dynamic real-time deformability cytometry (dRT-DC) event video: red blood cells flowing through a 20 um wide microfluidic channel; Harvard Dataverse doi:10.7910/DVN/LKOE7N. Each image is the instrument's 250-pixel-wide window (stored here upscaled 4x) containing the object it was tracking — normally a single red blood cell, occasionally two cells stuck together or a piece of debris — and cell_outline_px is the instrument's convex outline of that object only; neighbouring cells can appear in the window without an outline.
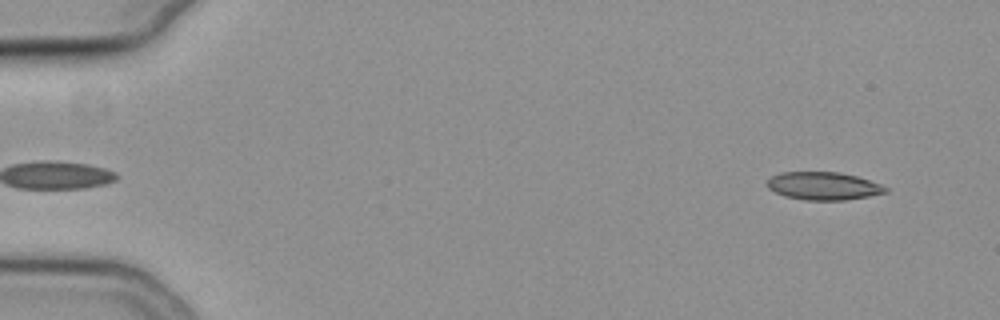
{"species": "common noctule bat (a hibernating species)", "species_latin": "Nyctalus noctula", "temperature_condition": "cold", "stored_images_in_passage": 53, "camera_frame_rate_fps": 3000, "um_per_image_px": 0.085, "animal": {"sex": "female", "body_mass_g": 19.3, "forearm_length_mm": 54.1}, "frame": {"image": 1, "passage_image": 2, "time_ms": 0.333, "image_size_px": [1000, 320], "cell_outline_px": [[888, 192], [868, 196], [844, 200], [804, 200], [784, 196], [768, 188], [768, 180], [772, 176], [780, 172], [840, 172], [856, 176], [880, 184], [888, 188]], "centroid_in_image_um": [69.99, 15.81], "position_along_channel_um": 15.0, "area_um2": 19.13}}
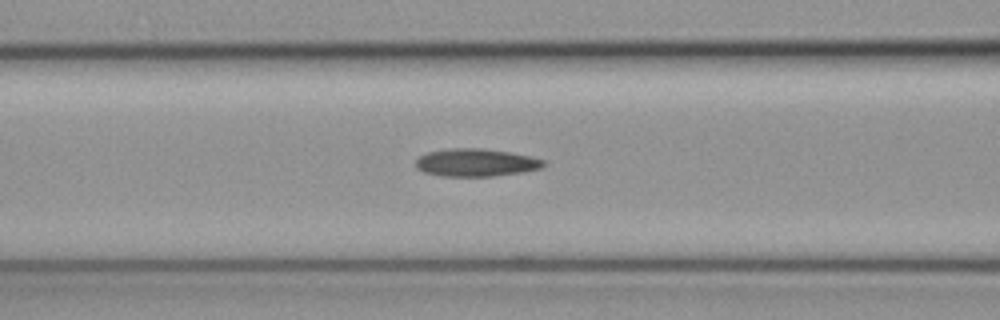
{"frame": {"image": 2, "passage_image": 21, "time_ms": 6.667, "image_size_px": [1000, 320], "cell_outline_px": [[548, 164], [544, 168], [524, 172], [492, 176], [440, 176], [424, 172], [416, 168], [416, 160], [420, 156], [428, 152], [448, 148], [480, 148], [508, 152], [528, 156], [544, 160]], "centroid_in_image_um": [40.48, 13.82], "position_along_channel_um": 126.1, "area_um2": 20.75}}
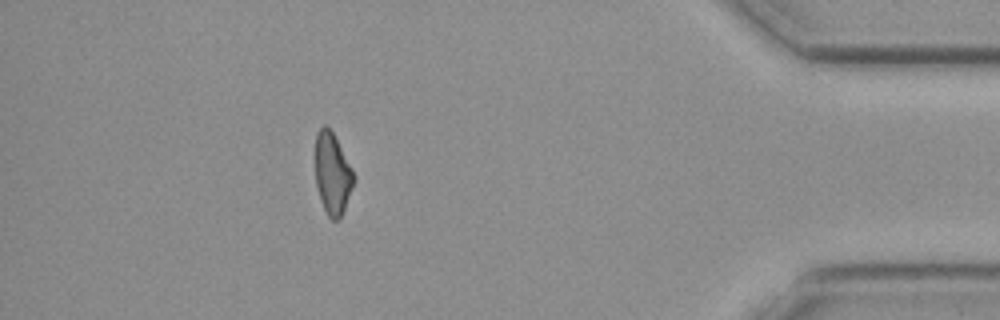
{"frame": {"image": 3, "passage_image": 47, "time_ms": 15.333, "image_size_px": [1000, 320], "cell_outline_px": [[356, 176], [352, 188], [340, 220], [332, 220], [328, 216], [320, 200], [316, 184], [316, 132], [324, 124], [332, 132], [352, 168]], "centroid_in_image_um": [28.26, 14.79], "position_along_channel_um": 406.9, "area_um2": 18.09}}